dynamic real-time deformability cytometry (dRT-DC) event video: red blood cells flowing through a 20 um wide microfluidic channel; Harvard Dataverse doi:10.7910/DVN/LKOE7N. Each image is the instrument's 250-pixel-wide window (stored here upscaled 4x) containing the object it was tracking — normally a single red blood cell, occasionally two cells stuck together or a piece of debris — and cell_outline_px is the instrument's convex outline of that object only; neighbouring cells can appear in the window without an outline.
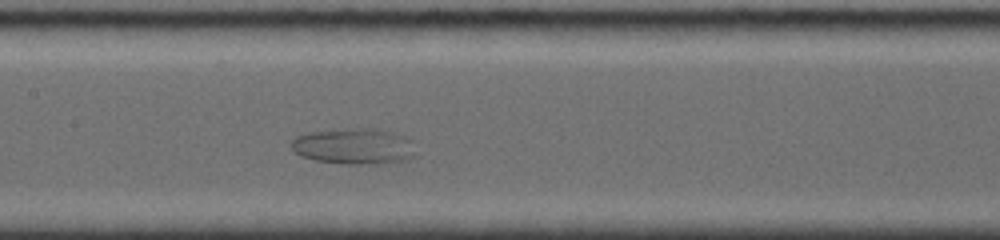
{"species": "common noctule bat (a hibernating species)", "species_latin": "Nyctalus noctula", "temperature_condition": "room temperature", "stored_images_in_passage": 23, "camera_frame_rate_fps": 4000, "um_per_image_px": 0.085, "animal": {"sex": "female", "body_mass_g": 19.0, "forearm_length_mm": 56.7}, "frame": {"image": 1, "passage_image": 10, "time_ms": 5.0, "image_size_px": [1000, 240], "cell_outline_px": [[412, 156], [408, 160], [368, 164], [344, 164], [316, 160], [300, 156], [292, 152], [292, 140], [296, 136], [312, 132], [348, 128], [380, 128], [396, 132], [412, 140]], "centroid_in_image_um": [30.07, 12.42], "position_along_channel_um": 177.3, "area_um2": 26.13}}
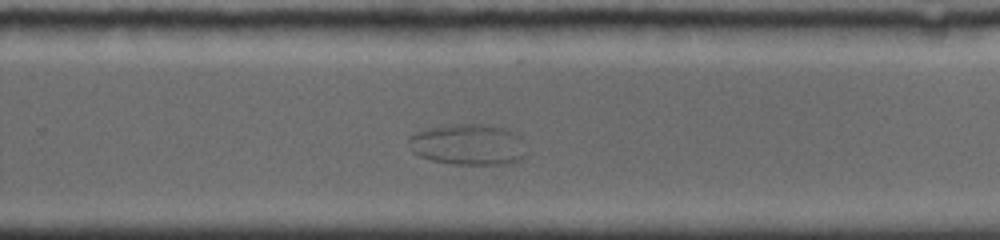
{"frame": {"image": 2, "passage_image": 16, "time_ms": 8.25, "image_size_px": [1000, 240], "cell_outline_px": [[528, 152], [524, 160], [504, 164], [452, 164], [432, 160], [420, 156], [412, 152], [408, 140], [416, 132], [432, 128], [452, 124], [480, 124], [500, 128], [516, 132], [520, 136]], "centroid_in_image_um": [39.86, 12.31], "position_along_channel_um": 289.9, "area_um2": 28.15}}
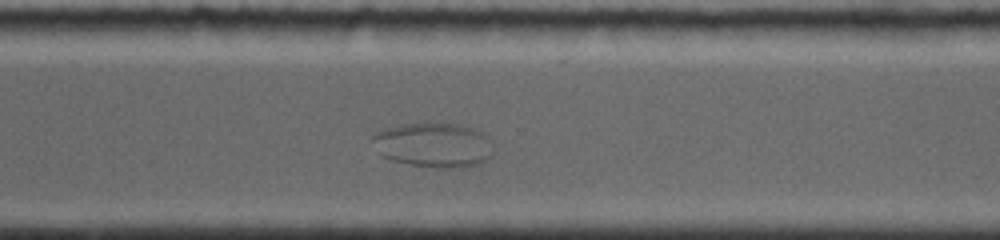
{"frame": {"image": 3, "passage_image": 18, "time_ms": 9.5, "image_size_px": [1000, 240], "cell_outline_px": [[492, 156], [488, 160], [480, 164], [464, 168], [436, 168], [412, 164], [392, 160], [376, 152], [372, 140], [372, 136], [380, 128], [424, 120], [440, 120], [460, 124], [472, 128], [480, 132], [488, 140], [492, 152]], "centroid_in_image_um": [36.81, 12.28], "position_along_channel_um": 333.8, "area_um2": 32.48}}